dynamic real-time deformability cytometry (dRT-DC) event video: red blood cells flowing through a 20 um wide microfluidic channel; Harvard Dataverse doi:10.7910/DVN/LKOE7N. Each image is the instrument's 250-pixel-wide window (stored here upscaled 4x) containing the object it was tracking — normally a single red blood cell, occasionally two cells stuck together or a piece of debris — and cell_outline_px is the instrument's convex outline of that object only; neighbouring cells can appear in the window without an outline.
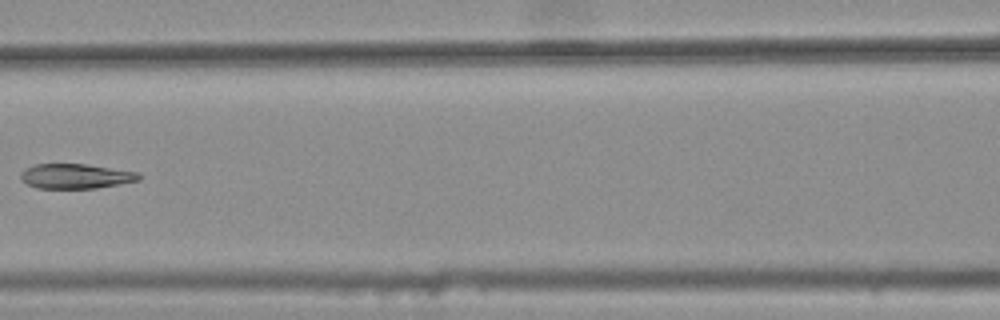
{"species": "common noctule bat (a hibernating species)", "species_latin": "Nyctalus noctula", "temperature_condition": "warm", "stored_images_in_passage": 7, "camera_frame_rate_fps": 3000, "um_per_image_px": 0.085, "animal": {"sex": "female", "body_mass_g": 25.1}, "frame": {"image": 1, "passage_image": 5, "time_ms": 1.333, "image_size_px": [1000, 320], "cell_outline_px": [[140, 180], [96, 188], [36, 188], [20, 180], [20, 172], [36, 164], [88, 164], [140, 172]], "centroid_in_image_um": [6.45, 14.97], "position_along_channel_um": 160.2, "area_um2": 17.11}}
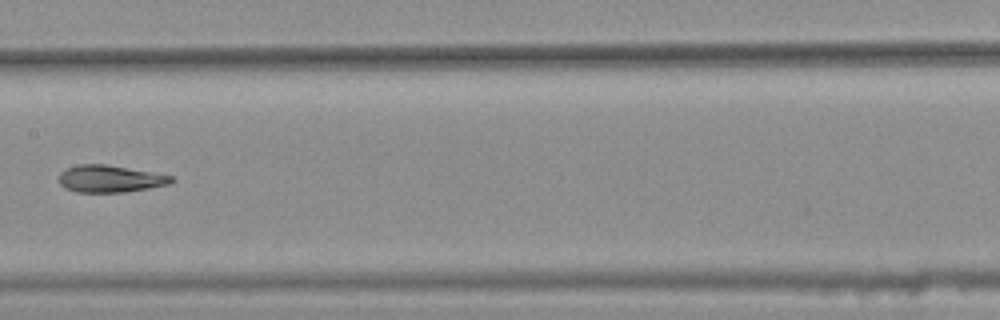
{"frame": {"image": 2, "passage_image": 6, "time_ms": 1.667, "image_size_px": [1000, 320], "cell_outline_px": [[176, 180], [168, 184], [148, 188], [124, 192], [76, 192], [64, 188], [60, 184], [60, 172], [68, 168], [80, 164], [104, 164], [152, 172], [172, 176]], "centroid_in_image_um": [9.35, 15.2], "position_along_channel_um": 198.1, "area_um2": 17.57}}
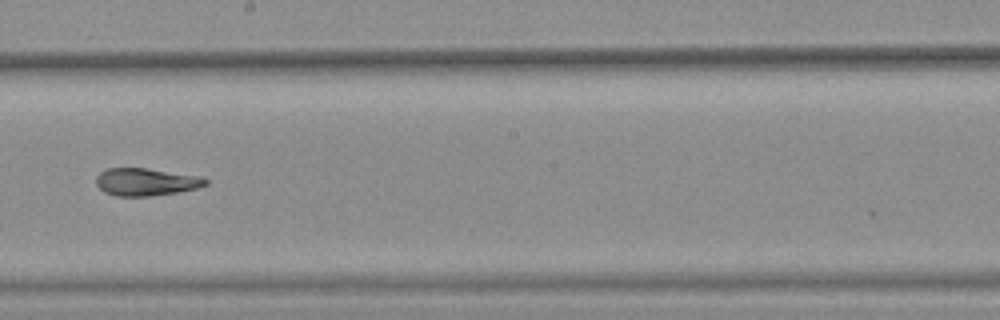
{"frame": {"image": 3, "passage_image": 7, "time_ms": 2.0, "image_size_px": [1000, 320], "cell_outline_px": [[208, 184], [196, 188], [176, 192], [148, 196], [116, 196], [104, 192], [96, 184], [96, 176], [100, 172], [108, 168], [148, 168], [204, 176], [208, 180]], "centroid_in_image_um": [12.43, 15.45], "position_along_channel_um": 235.8, "area_um2": 17.69}}